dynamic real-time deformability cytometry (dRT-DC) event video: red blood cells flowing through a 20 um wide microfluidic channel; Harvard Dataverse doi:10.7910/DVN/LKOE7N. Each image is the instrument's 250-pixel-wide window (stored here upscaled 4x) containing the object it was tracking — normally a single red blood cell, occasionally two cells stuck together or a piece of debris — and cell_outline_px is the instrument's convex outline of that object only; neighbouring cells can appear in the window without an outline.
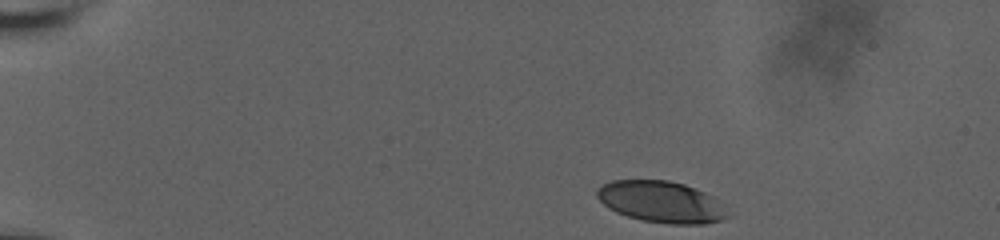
{"species": "human", "species_latin": "Homo sapiens", "temperature_condition": "room temperature", "stored_images_in_passage": 26, "camera_frame_rate_fps": 3000, "um_per_image_px": 0.085, "donor": {"sex": "male"}, "frame": {"image": 1, "passage_image": 1, "time_ms": 0.0, "image_size_px": [1000, 240], "cell_outline_px": [[732, 216], [724, 220], [704, 224], [668, 224], [644, 220], [628, 216], [616, 212], [608, 208], [596, 196], [596, 188], [612, 180], [668, 180], [684, 184], [696, 188], [712, 196]], "centroid_in_image_um": [56.22, 17.16], "position_along_channel_um": 28.8, "area_um2": 31.62}}
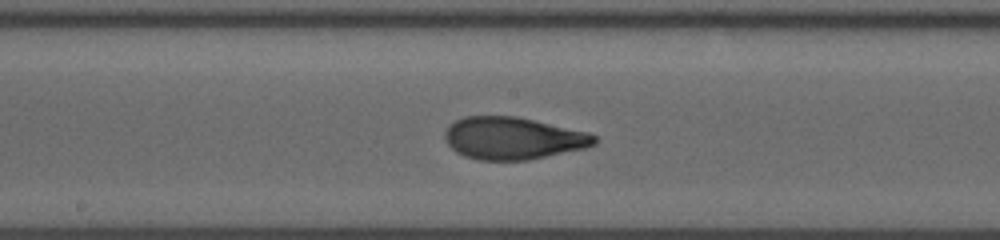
{"frame": {"image": 2, "passage_image": 15, "time_ms": 7.667, "image_size_px": [1000, 240], "cell_outline_px": [[596, 144], [584, 148], [528, 160], [480, 160], [464, 156], [456, 152], [444, 140], [444, 132], [448, 124], [464, 116], [516, 116], [588, 132], [596, 136]], "centroid_in_image_um": [43.56, 11.74], "position_along_channel_um": 204.6, "area_um2": 36.88}}
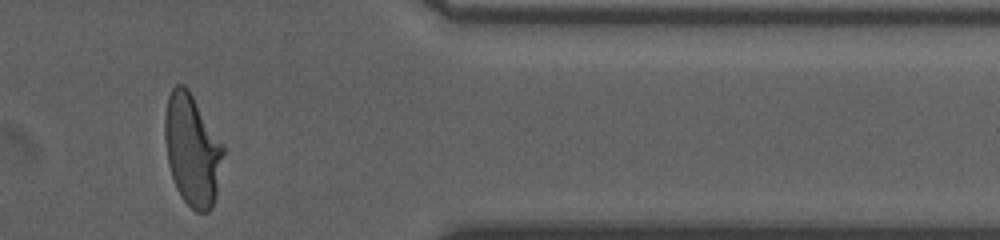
{"frame": {"image": 3, "passage_image": 25, "time_ms": 13.333, "image_size_px": [1000, 240], "cell_outline_px": [[224, 152], [216, 196], [212, 208], [208, 212], [196, 212], [180, 196], [176, 188], [168, 164], [164, 136], [164, 116], [168, 96], [172, 88], [176, 84], [184, 84], [188, 88], [224, 144]], "centroid_in_image_um": [16.34, 12.73], "position_along_channel_um": 395.1, "area_um2": 38.26}, "authors_computed_cell_mechanics": {"area_um2": 36.6163, "velocity_mm_per_s": 3.6406, "shape_relaxation_time_tau1_ms": 4.6721, "shape_relaxation_time_tau2_ms": 0.8328, "deformation_change_tau1": 0.1859, "deformation_change_tau2": 0.0726}}